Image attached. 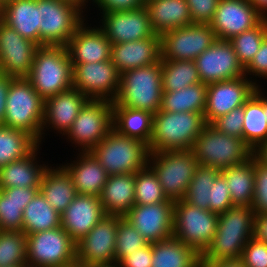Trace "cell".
<instances>
[{
    "label": "cell",
    "mask_w": 267,
    "mask_h": 267,
    "mask_svg": "<svg viewBox=\"0 0 267 267\" xmlns=\"http://www.w3.org/2000/svg\"><path fill=\"white\" fill-rule=\"evenodd\" d=\"M205 125L204 113L159 110L153 114L149 153L190 150Z\"/></svg>",
    "instance_id": "6da1fadb"
},
{
    "label": "cell",
    "mask_w": 267,
    "mask_h": 267,
    "mask_svg": "<svg viewBox=\"0 0 267 267\" xmlns=\"http://www.w3.org/2000/svg\"><path fill=\"white\" fill-rule=\"evenodd\" d=\"M162 60L120 74V88L112 107H126L156 114L162 99Z\"/></svg>",
    "instance_id": "7a4b0ae2"
},
{
    "label": "cell",
    "mask_w": 267,
    "mask_h": 267,
    "mask_svg": "<svg viewBox=\"0 0 267 267\" xmlns=\"http://www.w3.org/2000/svg\"><path fill=\"white\" fill-rule=\"evenodd\" d=\"M72 63L66 46H40L26 77L45 101L73 88Z\"/></svg>",
    "instance_id": "3957f363"
},
{
    "label": "cell",
    "mask_w": 267,
    "mask_h": 267,
    "mask_svg": "<svg viewBox=\"0 0 267 267\" xmlns=\"http://www.w3.org/2000/svg\"><path fill=\"white\" fill-rule=\"evenodd\" d=\"M44 106L45 101L26 77L13 78L7 93L2 126L26 132L41 143L44 134L42 131Z\"/></svg>",
    "instance_id": "277c9868"
},
{
    "label": "cell",
    "mask_w": 267,
    "mask_h": 267,
    "mask_svg": "<svg viewBox=\"0 0 267 267\" xmlns=\"http://www.w3.org/2000/svg\"><path fill=\"white\" fill-rule=\"evenodd\" d=\"M107 174H135L148 165V145L120 134L114 128L89 151Z\"/></svg>",
    "instance_id": "5b68a950"
},
{
    "label": "cell",
    "mask_w": 267,
    "mask_h": 267,
    "mask_svg": "<svg viewBox=\"0 0 267 267\" xmlns=\"http://www.w3.org/2000/svg\"><path fill=\"white\" fill-rule=\"evenodd\" d=\"M199 165L223 170L239 165L253 156L242 138L219 132L206 124L191 149Z\"/></svg>",
    "instance_id": "8992f818"
},
{
    "label": "cell",
    "mask_w": 267,
    "mask_h": 267,
    "mask_svg": "<svg viewBox=\"0 0 267 267\" xmlns=\"http://www.w3.org/2000/svg\"><path fill=\"white\" fill-rule=\"evenodd\" d=\"M148 165L157 174L165 196L175 202L184 199L199 164L190 149L150 153Z\"/></svg>",
    "instance_id": "52a82bcc"
},
{
    "label": "cell",
    "mask_w": 267,
    "mask_h": 267,
    "mask_svg": "<svg viewBox=\"0 0 267 267\" xmlns=\"http://www.w3.org/2000/svg\"><path fill=\"white\" fill-rule=\"evenodd\" d=\"M39 46H66L84 22L77 5L65 0H37ZM82 10V11H81Z\"/></svg>",
    "instance_id": "ba28073f"
},
{
    "label": "cell",
    "mask_w": 267,
    "mask_h": 267,
    "mask_svg": "<svg viewBox=\"0 0 267 267\" xmlns=\"http://www.w3.org/2000/svg\"><path fill=\"white\" fill-rule=\"evenodd\" d=\"M218 214L178 200L174 202L173 237L202 255L217 230Z\"/></svg>",
    "instance_id": "9c48e42d"
},
{
    "label": "cell",
    "mask_w": 267,
    "mask_h": 267,
    "mask_svg": "<svg viewBox=\"0 0 267 267\" xmlns=\"http://www.w3.org/2000/svg\"><path fill=\"white\" fill-rule=\"evenodd\" d=\"M27 264L38 267L76 265V242L62 228L28 234Z\"/></svg>",
    "instance_id": "30bf717a"
},
{
    "label": "cell",
    "mask_w": 267,
    "mask_h": 267,
    "mask_svg": "<svg viewBox=\"0 0 267 267\" xmlns=\"http://www.w3.org/2000/svg\"><path fill=\"white\" fill-rule=\"evenodd\" d=\"M113 128L112 102L89 99L65 134L82 152L95 147Z\"/></svg>",
    "instance_id": "8fae6325"
},
{
    "label": "cell",
    "mask_w": 267,
    "mask_h": 267,
    "mask_svg": "<svg viewBox=\"0 0 267 267\" xmlns=\"http://www.w3.org/2000/svg\"><path fill=\"white\" fill-rule=\"evenodd\" d=\"M216 40L210 24L176 28L161 35V60H195Z\"/></svg>",
    "instance_id": "7c38bea8"
},
{
    "label": "cell",
    "mask_w": 267,
    "mask_h": 267,
    "mask_svg": "<svg viewBox=\"0 0 267 267\" xmlns=\"http://www.w3.org/2000/svg\"><path fill=\"white\" fill-rule=\"evenodd\" d=\"M73 88L91 100L113 102L120 88V73L111 60L72 64Z\"/></svg>",
    "instance_id": "4fadbf2b"
},
{
    "label": "cell",
    "mask_w": 267,
    "mask_h": 267,
    "mask_svg": "<svg viewBox=\"0 0 267 267\" xmlns=\"http://www.w3.org/2000/svg\"><path fill=\"white\" fill-rule=\"evenodd\" d=\"M119 217L106 215L87 235L76 242V263L78 265L115 262Z\"/></svg>",
    "instance_id": "5bb4252c"
},
{
    "label": "cell",
    "mask_w": 267,
    "mask_h": 267,
    "mask_svg": "<svg viewBox=\"0 0 267 267\" xmlns=\"http://www.w3.org/2000/svg\"><path fill=\"white\" fill-rule=\"evenodd\" d=\"M195 62L201 82L207 85L245 76V68L228 40L217 39Z\"/></svg>",
    "instance_id": "9a60e30c"
},
{
    "label": "cell",
    "mask_w": 267,
    "mask_h": 267,
    "mask_svg": "<svg viewBox=\"0 0 267 267\" xmlns=\"http://www.w3.org/2000/svg\"><path fill=\"white\" fill-rule=\"evenodd\" d=\"M248 80L243 76L207 85L204 110L206 124H211L218 117L245 104L258 87L255 82Z\"/></svg>",
    "instance_id": "2e32d148"
},
{
    "label": "cell",
    "mask_w": 267,
    "mask_h": 267,
    "mask_svg": "<svg viewBox=\"0 0 267 267\" xmlns=\"http://www.w3.org/2000/svg\"><path fill=\"white\" fill-rule=\"evenodd\" d=\"M149 242H159L173 237L174 201L134 205L124 216Z\"/></svg>",
    "instance_id": "e0dca14e"
},
{
    "label": "cell",
    "mask_w": 267,
    "mask_h": 267,
    "mask_svg": "<svg viewBox=\"0 0 267 267\" xmlns=\"http://www.w3.org/2000/svg\"><path fill=\"white\" fill-rule=\"evenodd\" d=\"M263 19L249 0H220L210 25L217 39L229 41Z\"/></svg>",
    "instance_id": "ac0fdd59"
},
{
    "label": "cell",
    "mask_w": 267,
    "mask_h": 267,
    "mask_svg": "<svg viewBox=\"0 0 267 267\" xmlns=\"http://www.w3.org/2000/svg\"><path fill=\"white\" fill-rule=\"evenodd\" d=\"M40 46L23 38L0 21V73L14 78L27 77Z\"/></svg>",
    "instance_id": "d6986e66"
},
{
    "label": "cell",
    "mask_w": 267,
    "mask_h": 267,
    "mask_svg": "<svg viewBox=\"0 0 267 267\" xmlns=\"http://www.w3.org/2000/svg\"><path fill=\"white\" fill-rule=\"evenodd\" d=\"M102 14L103 22L100 28L112 44L142 40L155 35L145 6Z\"/></svg>",
    "instance_id": "ffe728a7"
},
{
    "label": "cell",
    "mask_w": 267,
    "mask_h": 267,
    "mask_svg": "<svg viewBox=\"0 0 267 267\" xmlns=\"http://www.w3.org/2000/svg\"><path fill=\"white\" fill-rule=\"evenodd\" d=\"M105 216L98 196L77 194L61 214V227L78 242Z\"/></svg>",
    "instance_id": "44dd1931"
},
{
    "label": "cell",
    "mask_w": 267,
    "mask_h": 267,
    "mask_svg": "<svg viewBox=\"0 0 267 267\" xmlns=\"http://www.w3.org/2000/svg\"><path fill=\"white\" fill-rule=\"evenodd\" d=\"M89 28L83 22L66 45L72 64L102 62L111 58L112 43L104 31Z\"/></svg>",
    "instance_id": "7402d4cb"
},
{
    "label": "cell",
    "mask_w": 267,
    "mask_h": 267,
    "mask_svg": "<svg viewBox=\"0 0 267 267\" xmlns=\"http://www.w3.org/2000/svg\"><path fill=\"white\" fill-rule=\"evenodd\" d=\"M111 62L121 74L127 70L140 68L161 61V36L112 44Z\"/></svg>",
    "instance_id": "603a6c76"
},
{
    "label": "cell",
    "mask_w": 267,
    "mask_h": 267,
    "mask_svg": "<svg viewBox=\"0 0 267 267\" xmlns=\"http://www.w3.org/2000/svg\"><path fill=\"white\" fill-rule=\"evenodd\" d=\"M89 99L79 90L71 88L45 100L42 130L46 124L66 134L72 127L81 108Z\"/></svg>",
    "instance_id": "cb8c5ba5"
},
{
    "label": "cell",
    "mask_w": 267,
    "mask_h": 267,
    "mask_svg": "<svg viewBox=\"0 0 267 267\" xmlns=\"http://www.w3.org/2000/svg\"><path fill=\"white\" fill-rule=\"evenodd\" d=\"M145 7L157 35L193 23L186 0H146Z\"/></svg>",
    "instance_id": "d4e9b609"
},
{
    "label": "cell",
    "mask_w": 267,
    "mask_h": 267,
    "mask_svg": "<svg viewBox=\"0 0 267 267\" xmlns=\"http://www.w3.org/2000/svg\"><path fill=\"white\" fill-rule=\"evenodd\" d=\"M135 174L108 176L99 196L106 215L124 217L135 205Z\"/></svg>",
    "instance_id": "484cf974"
},
{
    "label": "cell",
    "mask_w": 267,
    "mask_h": 267,
    "mask_svg": "<svg viewBox=\"0 0 267 267\" xmlns=\"http://www.w3.org/2000/svg\"><path fill=\"white\" fill-rule=\"evenodd\" d=\"M1 21L23 38L39 45V8L37 0H9L2 6Z\"/></svg>",
    "instance_id": "4316f807"
},
{
    "label": "cell",
    "mask_w": 267,
    "mask_h": 267,
    "mask_svg": "<svg viewBox=\"0 0 267 267\" xmlns=\"http://www.w3.org/2000/svg\"><path fill=\"white\" fill-rule=\"evenodd\" d=\"M80 153L77 162L63 167L71 175L77 194L99 197L109 175L89 151Z\"/></svg>",
    "instance_id": "83f0119b"
},
{
    "label": "cell",
    "mask_w": 267,
    "mask_h": 267,
    "mask_svg": "<svg viewBox=\"0 0 267 267\" xmlns=\"http://www.w3.org/2000/svg\"><path fill=\"white\" fill-rule=\"evenodd\" d=\"M39 192L59 214H62L77 196L72 177L63 166L45 169Z\"/></svg>",
    "instance_id": "f1b7e54d"
},
{
    "label": "cell",
    "mask_w": 267,
    "mask_h": 267,
    "mask_svg": "<svg viewBox=\"0 0 267 267\" xmlns=\"http://www.w3.org/2000/svg\"><path fill=\"white\" fill-rule=\"evenodd\" d=\"M38 149L39 145L25 158L0 167V189L19 186L21 188H40L41 178L47 166H39L36 163L35 156Z\"/></svg>",
    "instance_id": "f546056e"
},
{
    "label": "cell",
    "mask_w": 267,
    "mask_h": 267,
    "mask_svg": "<svg viewBox=\"0 0 267 267\" xmlns=\"http://www.w3.org/2000/svg\"><path fill=\"white\" fill-rule=\"evenodd\" d=\"M229 187L232 205L252 207L255 189V156L220 171Z\"/></svg>",
    "instance_id": "4dcf8cb0"
},
{
    "label": "cell",
    "mask_w": 267,
    "mask_h": 267,
    "mask_svg": "<svg viewBox=\"0 0 267 267\" xmlns=\"http://www.w3.org/2000/svg\"><path fill=\"white\" fill-rule=\"evenodd\" d=\"M39 188L0 189V231H22L23 211Z\"/></svg>",
    "instance_id": "1f68e13d"
},
{
    "label": "cell",
    "mask_w": 267,
    "mask_h": 267,
    "mask_svg": "<svg viewBox=\"0 0 267 267\" xmlns=\"http://www.w3.org/2000/svg\"><path fill=\"white\" fill-rule=\"evenodd\" d=\"M152 267H200L201 255L179 239L152 243Z\"/></svg>",
    "instance_id": "d6a6232c"
},
{
    "label": "cell",
    "mask_w": 267,
    "mask_h": 267,
    "mask_svg": "<svg viewBox=\"0 0 267 267\" xmlns=\"http://www.w3.org/2000/svg\"><path fill=\"white\" fill-rule=\"evenodd\" d=\"M266 113L259 87L244 104L242 139L254 151L267 139Z\"/></svg>",
    "instance_id": "836d02e7"
},
{
    "label": "cell",
    "mask_w": 267,
    "mask_h": 267,
    "mask_svg": "<svg viewBox=\"0 0 267 267\" xmlns=\"http://www.w3.org/2000/svg\"><path fill=\"white\" fill-rule=\"evenodd\" d=\"M112 111L113 128L116 131L149 145L153 125L152 113L126 107H112Z\"/></svg>",
    "instance_id": "e575fe53"
},
{
    "label": "cell",
    "mask_w": 267,
    "mask_h": 267,
    "mask_svg": "<svg viewBox=\"0 0 267 267\" xmlns=\"http://www.w3.org/2000/svg\"><path fill=\"white\" fill-rule=\"evenodd\" d=\"M207 98V84L202 82L181 90L163 91L159 110L168 112L204 113Z\"/></svg>",
    "instance_id": "d590c367"
},
{
    "label": "cell",
    "mask_w": 267,
    "mask_h": 267,
    "mask_svg": "<svg viewBox=\"0 0 267 267\" xmlns=\"http://www.w3.org/2000/svg\"><path fill=\"white\" fill-rule=\"evenodd\" d=\"M59 214L38 192L23 211L22 232L26 235L61 227Z\"/></svg>",
    "instance_id": "8d00e7d4"
},
{
    "label": "cell",
    "mask_w": 267,
    "mask_h": 267,
    "mask_svg": "<svg viewBox=\"0 0 267 267\" xmlns=\"http://www.w3.org/2000/svg\"><path fill=\"white\" fill-rule=\"evenodd\" d=\"M254 232L217 231L210 246L201 255V260L241 258L243 248Z\"/></svg>",
    "instance_id": "74e56055"
},
{
    "label": "cell",
    "mask_w": 267,
    "mask_h": 267,
    "mask_svg": "<svg viewBox=\"0 0 267 267\" xmlns=\"http://www.w3.org/2000/svg\"><path fill=\"white\" fill-rule=\"evenodd\" d=\"M38 145L28 133L0 125V167L25 158Z\"/></svg>",
    "instance_id": "f35d334b"
},
{
    "label": "cell",
    "mask_w": 267,
    "mask_h": 267,
    "mask_svg": "<svg viewBox=\"0 0 267 267\" xmlns=\"http://www.w3.org/2000/svg\"><path fill=\"white\" fill-rule=\"evenodd\" d=\"M195 60H162V90L175 91L200 83Z\"/></svg>",
    "instance_id": "ab89813d"
},
{
    "label": "cell",
    "mask_w": 267,
    "mask_h": 267,
    "mask_svg": "<svg viewBox=\"0 0 267 267\" xmlns=\"http://www.w3.org/2000/svg\"><path fill=\"white\" fill-rule=\"evenodd\" d=\"M220 174L215 167L198 165L189 183L184 201L203 210H210V186Z\"/></svg>",
    "instance_id": "60d3db41"
},
{
    "label": "cell",
    "mask_w": 267,
    "mask_h": 267,
    "mask_svg": "<svg viewBox=\"0 0 267 267\" xmlns=\"http://www.w3.org/2000/svg\"><path fill=\"white\" fill-rule=\"evenodd\" d=\"M27 264V236L22 231H0V267Z\"/></svg>",
    "instance_id": "b9f144b4"
},
{
    "label": "cell",
    "mask_w": 267,
    "mask_h": 267,
    "mask_svg": "<svg viewBox=\"0 0 267 267\" xmlns=\"http://www.w3.org/2000/svg\"><path fill=\"white\" fill-rule=\"evenodd\" d=\"M135 205L166 202L159 179L154 170L147 165L135 173Z\"/></svg>",
    "instance_id": "7bdbcfd3"
},
{
    "label": "cell",
    "mask_w": 267,
    "mask_h": 267,
    "mask_svg": "<svg viewBox=\"0 0 267 267\" xmlns=\"http://www.w3.org/2000/svg\"><path fill=\"white\" fill-rule=\"evenodd\" d=\"M267 35V18H264L254 28L234 36L229 41L234 47L235 53L241 65L245 68L259 50L262 41Z\"/></svg>",
    "instance_id": "ee69618b"
},
{
    "label": "cell",
    "mask_w": 267,
    "mask_h": 267,
    "mask_svg": "<svg viewBox=\"0 0 267 267\" xmlns=\"http://www.w3.org/2000/svg\"><path fill=\"white\" fill-rule=\"evenodd\" d=\"M149 242L124 217H119L116 231L115 262L146 246Z\"/></svg>",
    "instance_id": "f6af8a7d"
},
{
    "label": "cell",
    "mask_w": 267,
    "mask_h": 267,
    "mask_svg": "<svg viewBox=\"0 0 267 267\" xmlns=\"http://www.w3.org/2000/svg\"><path fill=\"white\" fill-rule=\"evenodd\" d=\"M254 218L252 207L233 206L218 214L217 231L254 232Z\"/></svg>",
    "instance_id": "bcb514c9"
},
{
    "label": "cell",
    "mask_w": 267,
    "mask_h": 267,
    "mask_svg": "<svg viewBox=\"0 0 267 267\" xmlns=\"http://www.w3.org/2000/svg\"><path fill=\"white\" fill-rule=\"evenodd\" d=\"M252 209L255 214L267 213V165L255 157V189Z\"/></svg>",
    "instance_id": "7dc6e473"
},
{
    "label": "cell",
    "mask_w": 267,
    "mask_h": 267,
    "mask_svg": "<svg viewBox=\"0 0 267 267\" xmlns=\"http://www.w3.org/2000/svg\"><path fill=\"white\" fill-rule=\"evenodd\" d=\"M243 121L244 105L218 117L211 123V125L221 133L237 138H242Z\"/></svg>",
    "instance_id": "c3c4849f"
},
{
    "label": "cell",
    "mask_w": 267,
    "mask_h": 267,
    "mask_svg": "<svg viewBox=\"0 0 267 267\" xmlns=\"http://www.w3.org/2000/svg\"><path fill=\"white\" fill-rule=\"evenodd\" d=\"M210 211L221 214L233 207L229 187L225 178L219 174L210 186Z\"/></svg>",
    "instance_id": "681fc988"
},
{
    "label": "cell",
    "mask_w": 267,
    "mask_h": 267,
    "mask_svg": "<svg viewBox=\"0 0 267 267\" xmlns=\"http://www.w3.org/2000/svg\"><path fill=\"white\" fill-rule=\"evenodd\" d=\"M241 259L246 267H267V244L253 236L243 248Z\"/></svg>",
    "instance_id": "f907efd6"
},
{
    "label": "cell",
    "mask_w": 267,
    "mask_h": 267,
    "mask_svg": "<svg viewBox=\"0 0 267 267\" xmlns=\"http://www.w3.org/2000/svg\"><path fill=\"white\" fill-rule=\"evenodd\" d=\"M193 23L210 24L220 0H186Z\"/></svg>",
    "instance_id": "816d5d0a"
},
{
    "label": "cell",
    "mask_w": 267,
    "mask_h": 267,
    "mask_svg": "<svg viewBox=\"0 0 267 267\" xmlns=\"http://www.w3.org/2000/svg\"><path fill=\"white\" fill-rule=\"evenodd\" d=\"M152 260V243H148L123 258L119 265L120 267H152Z\"/></svg>",
    "instance_id": "f5cc1de1"
},
{
    "label": "cell",
    "mask_w": 267,
    "mask_h": 267,
    "mask_svg": "<svg viewBox=\"0 0 267 267\" xmlns=\"http://www.w3.org/2000/svg\"><path fill=\"white\" fill-rule=\"evenodd\" d=\"M249 73L267 78V35L251 62L245 67V76Z\"/></svg>",
    "instance_id": "db71d44e"
},
{
    "label": "cell",
    "mask_w": 267,
    "mask_h": 267,
    "mask_svg": "<svg viewBox=\"0 0 267 267\" xmlns=\"http://www.w3.org/2000/svg\"><path fill=\"white\" fill-rule=\"evenodd\" d=\"M102 12L125 11L145 6L146 0H93Z\"/></svg>",
    "instance_id": "11a10c76"
},
{
    "label": "cell",
    "mask_w": 267,
    "mask_h": 267,
    "mask_svg": "<svg viewBox=\"0 0 267 267\" xmlns=\"http://www.w3.org/2000/svg\"><path fill=\"white\" fill-rule=\"evenodd\" d=\"M13 78L0 73V125H2L5 118L7 93Z\"/></svg>",
    "instance_id": "9f6ffc18"
},
{
    "label": "cell",
    "mask_w": 267,
    "mask_h": 267,
    "mask_svg": "<svg viewBox=\"0 0 267 267\" xmlns=\"http://www.w3.org/2000/svg\"><path fill=\"white\" fill-rule=\"evenodd\" d=\"M253 236L267 244V213L255 214Z\"/></svg>",
    "instance_id": "6f0895ef"
},
{
    "label": "cell",
    "mask_w": 267,
    "mask_h": 267,
    "mask_svg": "<svg viewBox=\"0 0 267 267\" xmlns=\"http://www.w3.org/2000/svg\"><path fill=\"white\" fill-rule=\"evenodd\" d=\"M200 267H246L241 258L201 260Z\"/></svg>",
    "instance_id": "680465c9"
},
{
    "label": "cell",
    "mask_w": 267,
    "mask_h": 267,
    "mask_svg": "<svg viewBox=\"0 0 267 267\" xmlns=\"http://www.w3.org/2000/svg\"><path fill=\"white\" fill-rule=\"evenodd\" d=\"M253 155L263 164L267 165V139L253 151Z\"/></svg>",
    "instance_id": "91938a15"
},
{
    "label": "cell",
    "mask_w": 267,
    "mask_h": 267,
    "mask_svg": "<svg viewBox=\"0 0 267 267\" xmlns=\"http://www.w3.org/2000/svg\"><path fill=\"white\" fill-rule=\"evenodd\" d=\"M257 11L264 17L267 18V0H249Z\"/></svg>",
    "instance_id": "94428289"
},
{
    "label": "cell",
    "mask_w": 267,
    "mask_h": 267,
    "mask_svg": "<svg viewBox=\"0 0 267 267\" xmlns=\"http://www.w3.org/2000/svg\"><path fill=\"white\" fill-rule=\"evenodd\" d=\"M83 267H120L119 263L112 262V263H93L84 265Z\"/></svg>",
    "instance_id": "6125c7cd"
},
{
    "label": "cell",
    "mask_w": 267,
    "mask_h": 267,
    "mask_svg": "<svg viewBox=\"0 0 267 267\" xmlns=\"http://www.w3.org/2000/svg\"><path fill=\"white\" fill-rule=\"evenodd\" d=\"M65 1H69V2L77 5L80 9H83L86 2H88V0L87 1L86 0H65Z\"/></svg>",
    "instance_id": "be15d7a7"
},
{
    "label": "cell",
    "mask_w": 267,
    "mask_h": 267,
    "mask_svg": "<svg viewBox=\"0 0 267 267\" xmlns=\"http://www.w3.org/2000/svg\"><path fill=\"white\" fill-rule=\"evenodd\" d=\"M263 110H264V113H266V121H267V97H264L263 95Z\"/></svg>",
    "instance_id": "e7e4bbea"
},
{
    "label": "cell",
    "mask_w": 267,
    "mask_h": 267,
    "mask_svg": "<svg viewBox=\"0 0 267 267\" xmlns=\"http://www.w3.org/2000/svg\"><path fill=\"white\" fill-rule=\"evenodd\" d=\"M2 6H3V4L0 2V21H1V17H2Z\"/></svg>",
    "instance_id": "03108f58"
},
{
    "label": "cell",
    "mask_w": 267,
    "mask_h": 267,
    "mask_svg": "<svg viewBox=\"0 0 267 267\" xmlns=\"http://www.w3.org/2000/svg\"><path fill=\"white\" fill-rule=\"evenodd\" d=\"M21 267H38V266H32V265H29V264H25V265H23Z\"/></svg>",
    "instance_id": "003e7915"
},
{
    "label": "cell",
    "mask_w": 267,
    "mask_h": 267,
    "mask_svg": "<svg viewBox=\"0 0 267 267\" xmlns=\"http://www.w3.org/2000/svg\"><path fill=\"white\" fill-rule=\"evenodd\" d=\"M7 1H9V0H0V2H1L2 4H4V3L7 2Z\"/></svg>",
    "instance_id": "a7ac6f4b"
},
{
    "label": "cell",
    "mask_w": 267,
    "mask_h": 267,
    "mask_svg": "<svg viewBox=\"0 0 267 267\" xmlns=\"http://www.w3.org/2000/svg\"><path fill=\"white\" fill-rule=\"evenodd\" d=\"M71 267H83V266L76 264V265L71 266Z\"/></svg>",
    "instance_id": "89a4df30"
}]
</instances>
